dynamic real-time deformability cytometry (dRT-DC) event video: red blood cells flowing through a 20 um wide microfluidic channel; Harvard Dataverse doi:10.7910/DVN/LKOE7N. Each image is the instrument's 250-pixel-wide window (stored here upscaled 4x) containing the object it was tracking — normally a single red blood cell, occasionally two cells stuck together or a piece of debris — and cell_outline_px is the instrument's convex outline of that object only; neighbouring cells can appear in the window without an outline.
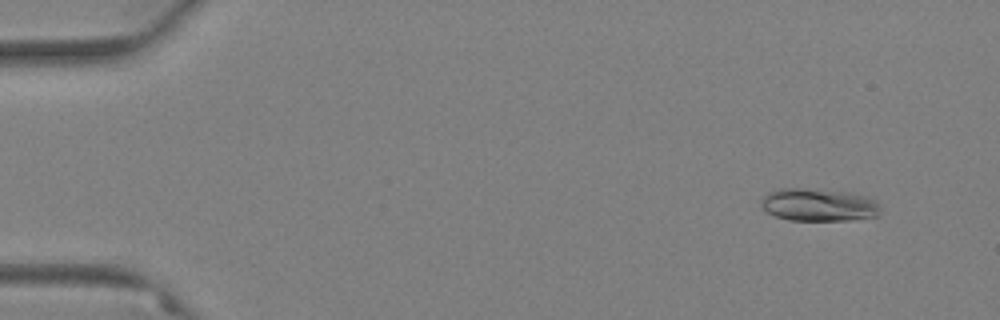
{"species": "Egyptian fruit bat (a non-hibernating species)", "species_latin": "Rousettus aegyptiacus", "temperature_condition": "warm", "stored_images_in_passage": 59, "camera_frame_rate_fps": 3000, "um_per_image_px": 0.085, "animal": {"sex": "female"}, "frame": {"image": 1, "passage_image": 5, "time_ms": 1.333, "image_size_px": [1000, 320], "cell_outline_px": [[880, 208], [876, 216], [852, 220], [788, 220], [776, 216], [768, 212], [760, 204], [760, 200], [768, 192], [780, 188], [804, 188], [848, 192], [868, 196], [876, 200], [880, 204]], "centroid_in_image_um": [69.59, 17.4], "position_along_channel_um": 15.4, "area_um2": 22.83}}
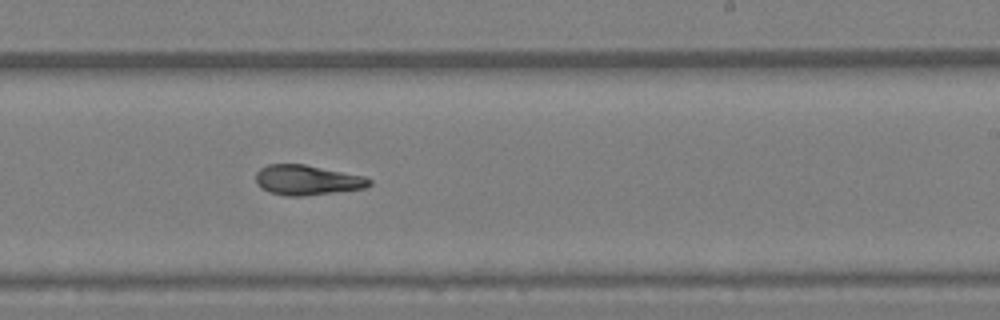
{"frame": {"image": 2, "passage_image": 37, "time_ms": 12.0, "image_size_px": [1000, 320], "cell_outline_px": [[372, 184], [364, 188], [304, 196], [284, 196], [268, 192], [256, 184], [256, 172], [260, 168], [268, 164], [304, 164], [364, 176], [372, 180]], "centroid_in_image_um": [26.08, 15.31], "position_along_channel_um": 262.9, "area_um2": 19.88}}
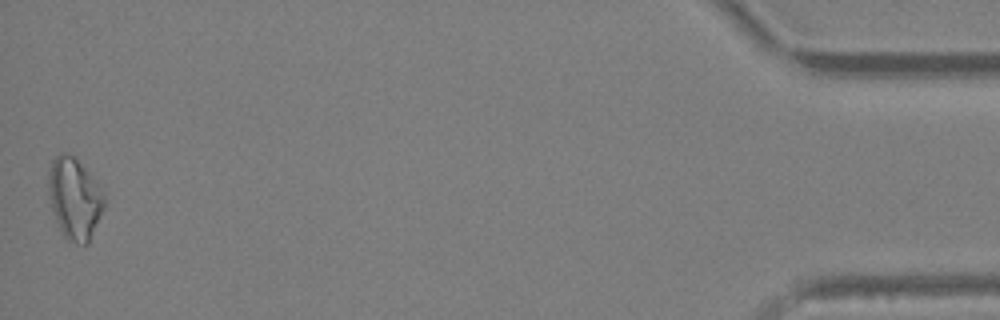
{"frame": {"image": 3, "passage_image": 59, "time_ms": 19.333, "image_size_px": [1000, 320], "cell_outline_px": [[104, 208], [88, 244], [76, 244], [68, 240], [64, 236], [56, 220], [52, 208], [48, 192], [48, 172], [52, 160], [60, 152], [68, 152], [80, 164], [104, 192]], "centroid_in_image_um": [6.32, 16.88], "position_along_channel_um": 428.9, "area_um2": 26.13}, "authors_computed_cell_mechanics": {"area_um2": 20.6346, "velocity_mm_per_s": 3.4995, "shape_relaxation_time_tau1_ms": 7.6594, "shape_relaxation_time_tau2_ms": 3.4087, "deformation_change_tau1": 0.227, "deformation_change_tau2": 0.1157}}